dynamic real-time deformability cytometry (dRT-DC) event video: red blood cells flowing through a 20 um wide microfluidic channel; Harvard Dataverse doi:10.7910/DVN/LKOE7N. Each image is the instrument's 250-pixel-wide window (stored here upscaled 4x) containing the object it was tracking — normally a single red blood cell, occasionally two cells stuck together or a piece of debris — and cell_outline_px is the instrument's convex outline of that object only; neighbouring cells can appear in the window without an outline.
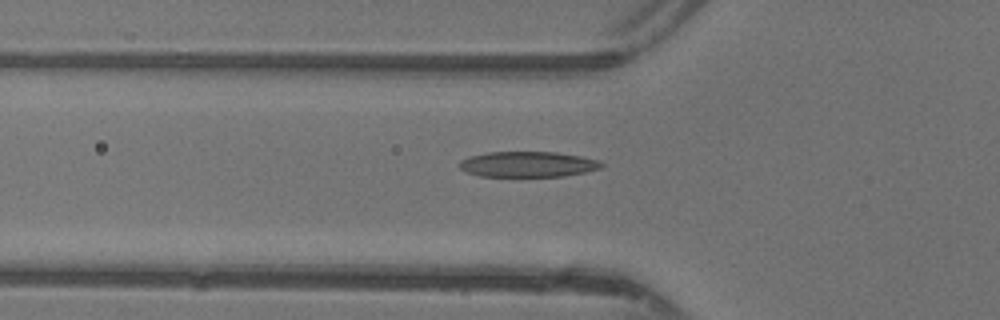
{"species": "common noctule bat (a hibernating species)", "species_latin": "Nyctalus noctula", "temperature_condition": "warm", "stored_images_in_passage": 15, "camera_frame_rate_fps": 3000, "um_per_image_px": 0.085, "animal": {"sex": "female"}, "frame": {"image": 1, "passage_image": 3, "time_ms": 0.667, "image_size_px": [1000, 320], "cell_outline_px": [[604, 164], [600, 168], [584, 172], [564, 176], [480, 176], [464, 172], [456, 164], [460, 160], [468, 156], [488, 152], [556, 152], [580, 156], [600, 160]], "centroid_in_image_um": [44.81, 13.96], "position_along_channel_um": 81.0, "area_um2": 21.27}}
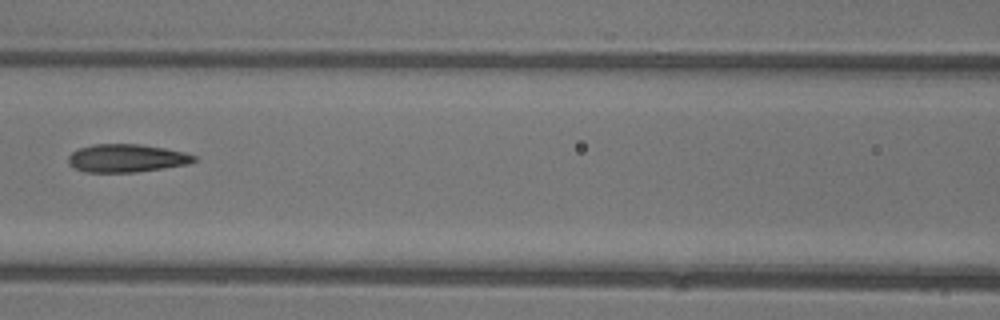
{"frame": {"image": 2, "passage_image": 8, "time_ms": 2.333, "image_size_px": [1000, 320], "cell_outline_px": [[196, 160], [188, 164], [136, 172], [84, 172], [68, 164], [68, 156], [72, 152], [80, 148], [92, 144], [140, 144], [164, 148], [184, 152], [196, 156]], "centroid_in_image_um": [10.74, 13.44], "position_along_channel_um": 155.9, "area_um2": 20.46}}
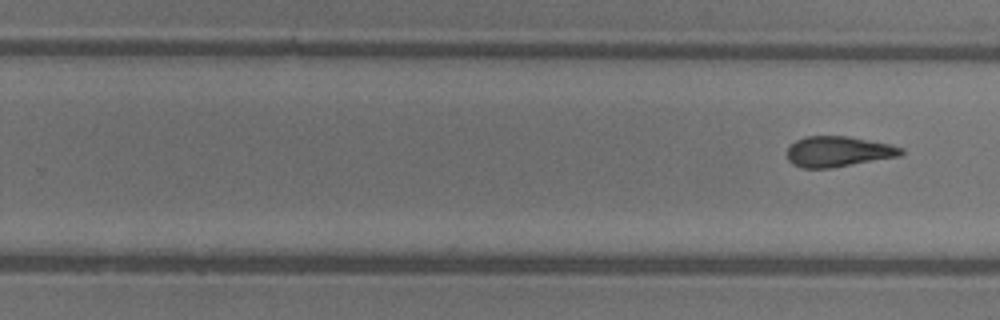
{"frame": {"image": 3, "passage_image": 15, "time_ms": 4.667, "image_size_px": [1000, 320], "cell_outline_px": [[904, 152], [900, 156], [828, 168], [800, 168], [792, 164], [788, 160], [788, 148], [796, 140], [804, 136], [848, 136], [888, 144], [904, 148]], "centroid_in_image_um": [71.23, 12.88], "position_along_channel_um": 258.6, "area_um2": 20.11}}